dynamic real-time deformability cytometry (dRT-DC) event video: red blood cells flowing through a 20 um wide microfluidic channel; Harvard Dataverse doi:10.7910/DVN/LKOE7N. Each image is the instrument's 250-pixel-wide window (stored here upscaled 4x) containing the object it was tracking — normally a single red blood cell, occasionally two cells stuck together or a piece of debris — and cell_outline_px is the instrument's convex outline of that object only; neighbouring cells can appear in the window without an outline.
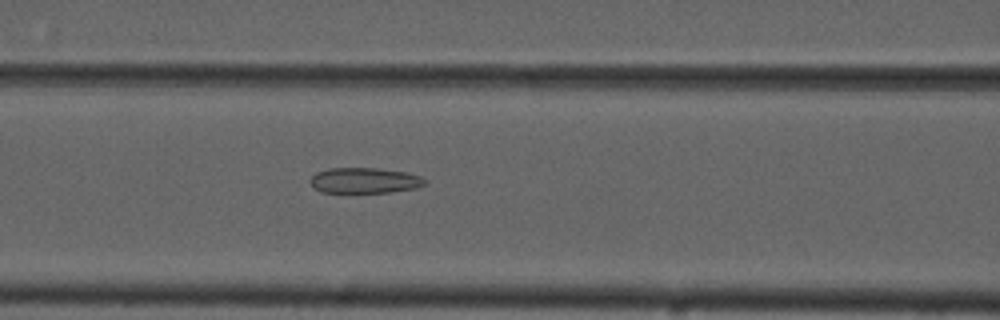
{"species": "common noctule bat (a hibernating species)", "species_latin": "Nyctalus noctula", "temperature_condition": "cold", "stored_images_in_passage": 47, "camera_frame_rate_fps": 3000, "um_per_image_px": 0.085, "animal": {"sex": "male", "forearm_length_mm": 52.5}, "frame": {"image": 1, "passage_image": 16, "time_ms": 5.0, "image_size_px": [1000, 320], "cell_outline_px": [[428, 180], [424, 184], [416, 188], [388, 192], [320, 192], [312, 188], [308, 180], [316, 172], [328, 168], [376, 168], [404, 172], [420, 176]], "centroid_in_image_um": [30.93, 15.34], "position_along_channel_um": 135.7, "area_um2": 17.11}}
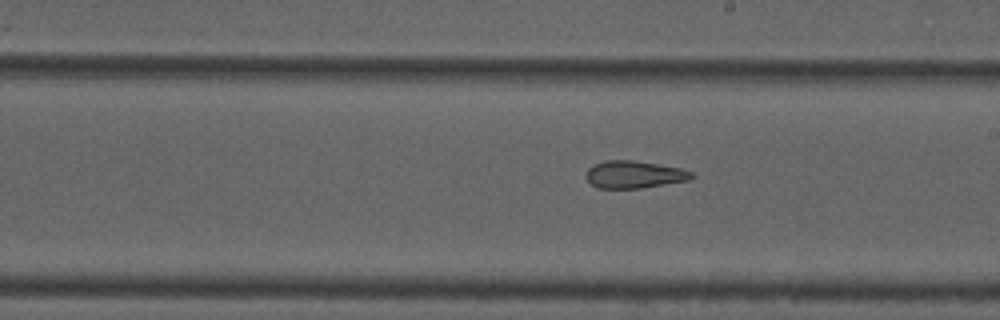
{"frame": {"image": 2, "passage_image": 24, "time_ms": 7.667, "image_size_px": [1000, 320], "cell_outline_px": [[696, 176], [692, 180], [640, 188], [596, 188], [584, 176], [588, 168], [592, 164], [604, 160], [632, 160], [680, 168], [692, 172]], "centroid_in_image_um": [53.9, 14.83], "position_along_channel_um": 235.1, "area_um2": 16.99}}
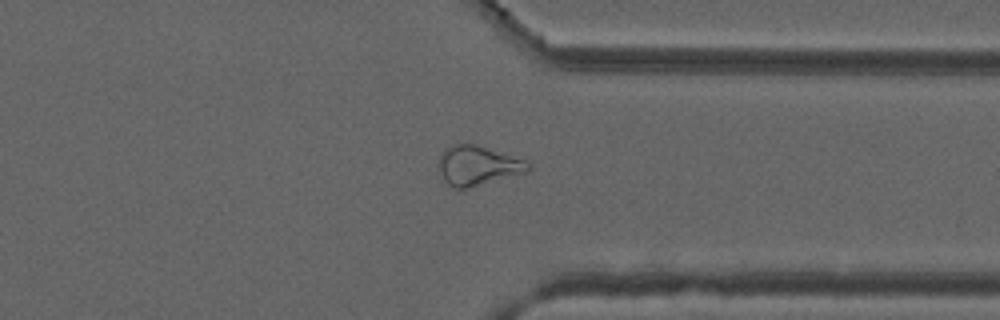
{"frame": {"image": 3, "passage_image": 35, "time_ms": 11.333, "image_size_px": [1000, 320], "cell_outline_px": [[532, 168], [528, 172], [468, 188], [456, 188], [448, 184], [444, 180], [436, 164], [444, 148], [452, 144], [476, 144], [528, 160], [532, 164]], "centroid_in_image_um": [40.64, 14.06], "position_along_channel_um": 370.8, "area_um2": 20.98}, "authors_computed_cell_mechanics": {"area_um2": 19.3052, "velocity_mm_per_s": 3.7428, "shape_relaxation_time_tau1_ms": null, "shape_relaxation_time_tau2_ms": 3.4801, "deformation_change_tau1": null, "deformation_change_tau2": 0.125}}